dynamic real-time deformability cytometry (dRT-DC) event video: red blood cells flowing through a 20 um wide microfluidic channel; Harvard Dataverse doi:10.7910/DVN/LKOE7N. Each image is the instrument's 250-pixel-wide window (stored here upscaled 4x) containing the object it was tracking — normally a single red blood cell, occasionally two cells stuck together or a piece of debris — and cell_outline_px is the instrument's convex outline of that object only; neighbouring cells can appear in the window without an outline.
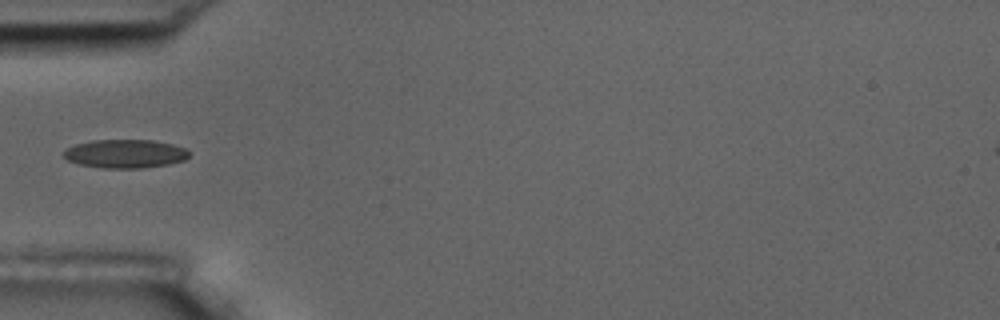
{"species": "common noctule bat (a hibernating species)", "species_latin": "Nyctalus noctula", "temperature_condition": "room temperature", "stored_images_in_passage": 9, "camera_frame_rate_fps": 3000, "um_per_image_px": 0.085, "animal": {"sex": "male", "body_mass_g": 17.5, "forearm_length_mm": 52.3}, "frame": {"image": 1, "passage_image": 6, "time_ms": 6.0, "image_size_px": [1000, 320], "cell_outline_px": [[192, 152], [184, 160], [168, 164], [140, 168], [100, 168], [80, 164], [68, 160], [60, 152], [64, 148], [76, 144], [92, 140], [152, 140], [172, 144], [184, 148]], "centroid_in_image_um": [10.6, 13.06], "position_along_channel_um": 74.4, "area_um2": 20.98}}
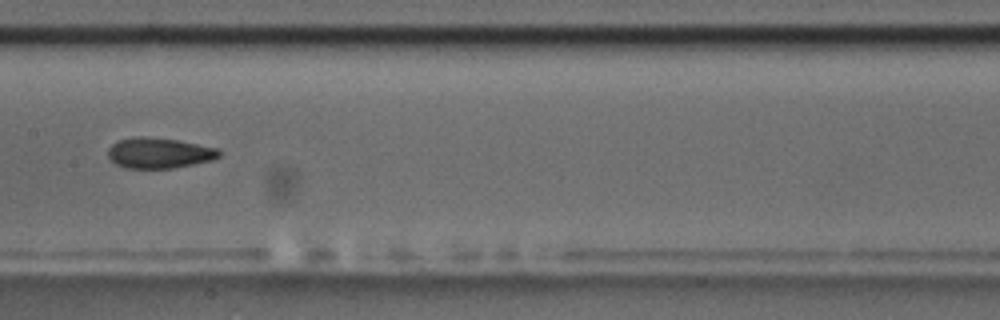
{"frame": {"image": 2, "passage_image": 9, "time_ms": 9.333, "image_size_px": [1000, 320], "cell_outline_px": [[220, 156], [212, 160], [172, 168], [124, 168], [116, 164], [108, 156], [108, 148], [112, 144], [120, 140], [140, 136], [148, 136], [176, 140], [216, 148], [220, 152]], "centroid_in_image_um": [13.5, 13.01], "position_along_channel_um": 193.9, "area_um2": 19.54}}